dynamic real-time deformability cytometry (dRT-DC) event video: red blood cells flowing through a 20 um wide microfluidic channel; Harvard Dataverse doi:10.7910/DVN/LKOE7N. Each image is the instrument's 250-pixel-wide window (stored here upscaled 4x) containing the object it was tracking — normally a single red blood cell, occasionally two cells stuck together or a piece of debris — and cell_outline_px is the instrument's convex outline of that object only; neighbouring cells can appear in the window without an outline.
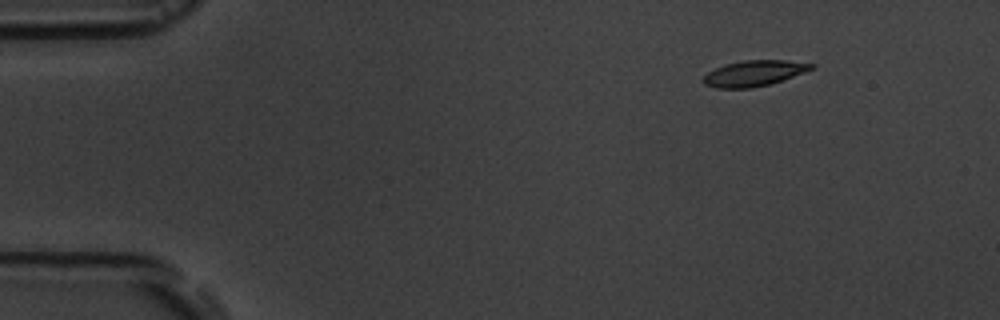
{"species": "common noctule bat (a hibernating species)", "species_latin": "Nyctalus noctula", "temperature_condition": "room temperature", "stored_images_in_passage": 7, "camera_frame_rate_fps": 3000, "um_per_image_px": 0.085, "animal": {"sex": "male", "body_mass_g": 19.5, "forearm_length_mm": 54.6}, "frame": {"image": 1, "passage_image": 1, "time_ms": 0.0, "image_size_px": [1000, 320], "cell_outline_px": [[816, 68], [772, 84], [752, 88], [716, 88], [704, 84], [700, 80], [708, 72], [724, 64], [744, 60], [784, 60], [816, 64]], "centroid_in_image_um": [64.1, 6.23], "position_along_channel_um": 20.9, "area_um2": 16.42}}
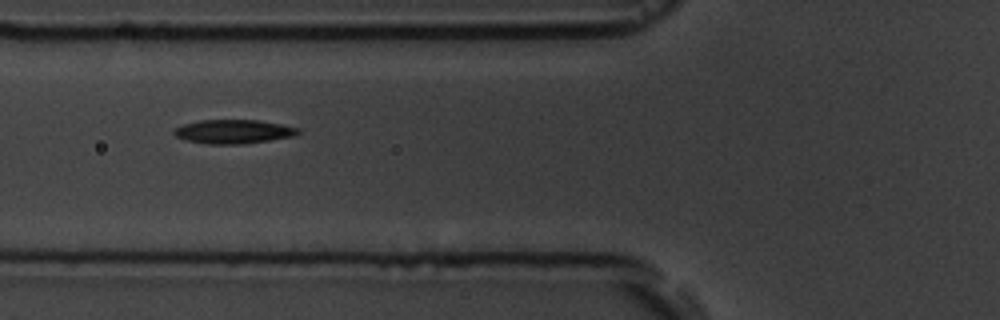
{"frame": {"image": 2, "passage_image": 5, "time_ms": 4.667, "image_size_px": [1000, 320], "cell_outline_px": [[300, 132], [296, 136], [244, 144], [208, 144], [188, 140], [176, 136], [172, 132], [176, 128], [184, 124], [200, 120], [256, 120], [280, 124], [300, 128]], "centroid_in_image_um": [19.88, 11.19], "position_along_channel_um": 105.9, "area_um2": 17.22}}
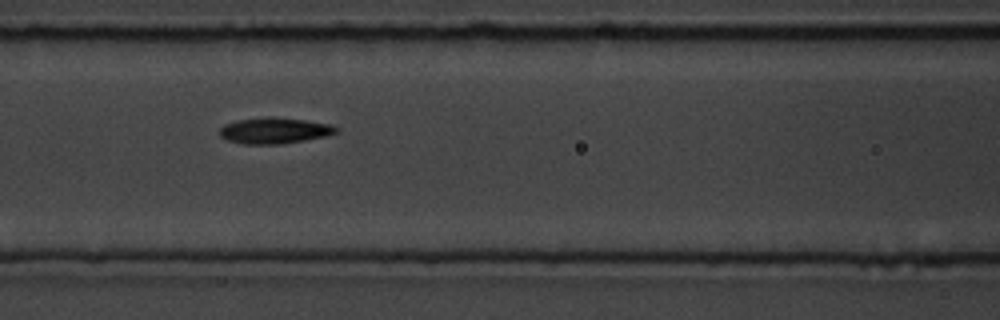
{"frame": {"image": 3, "passage_image": 6, "time_ms": 5.667, "image_size_px": [1000, 320], "cell_outline_px": [[340, 132], [328, 136], [280, 144], [244, 144], [228, 140], [220, 136], [220, 128], [224, 124], [236, 120], [268, 116], [304, 120], [332, 124], [340, 128]], "centroid_in_image_um": [23.37, 11.09], "position_along_channel_um": 143.2, "area_um2": 17.86}}